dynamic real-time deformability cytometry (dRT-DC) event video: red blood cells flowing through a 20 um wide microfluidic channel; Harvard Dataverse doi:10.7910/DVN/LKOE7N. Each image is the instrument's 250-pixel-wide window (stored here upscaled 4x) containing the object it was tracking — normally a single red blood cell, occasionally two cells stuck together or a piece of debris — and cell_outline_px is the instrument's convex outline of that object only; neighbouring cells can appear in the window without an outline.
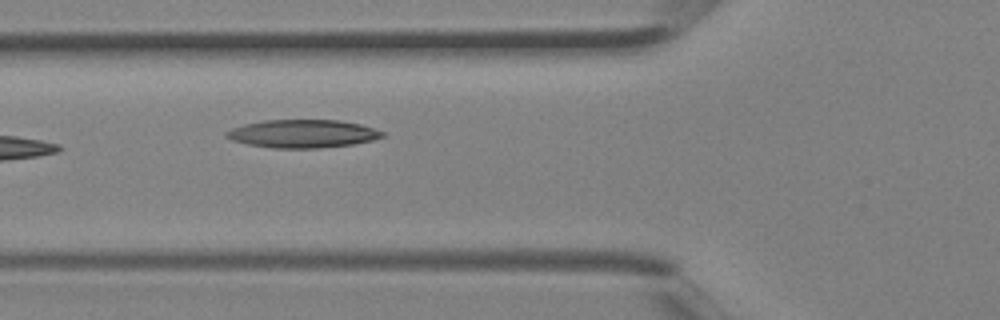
{"species": "Egyptian fruit bat (a non-hibernating species)", "species_latin": "Rousettus aegyptiacus", "temperature_condition": "room temperature", "stored_images_in_passage": 5, "camera_frame_rate_fps": 3000, "um_per_image_px": 0.085, "animal": {"sex": "female"}, "frame": {"image": 1, "passage_image": 5, "time_ms": 1.333, "image_size_px": [1000, 320], "cell_outline_px": [[384, 136], [372, 140], [352, 144], [320, 148], [272, 148], [248, 144], [232, 140], [224, 136], [224, 132], [232, 128], [244, 124], [264, 120], [340, 120], [360, 124], [384, 132]], "centroid_in_image_um": [25.69, 11.36], "position_along_channel_um": 100.1, "area_um2": 25.49}}